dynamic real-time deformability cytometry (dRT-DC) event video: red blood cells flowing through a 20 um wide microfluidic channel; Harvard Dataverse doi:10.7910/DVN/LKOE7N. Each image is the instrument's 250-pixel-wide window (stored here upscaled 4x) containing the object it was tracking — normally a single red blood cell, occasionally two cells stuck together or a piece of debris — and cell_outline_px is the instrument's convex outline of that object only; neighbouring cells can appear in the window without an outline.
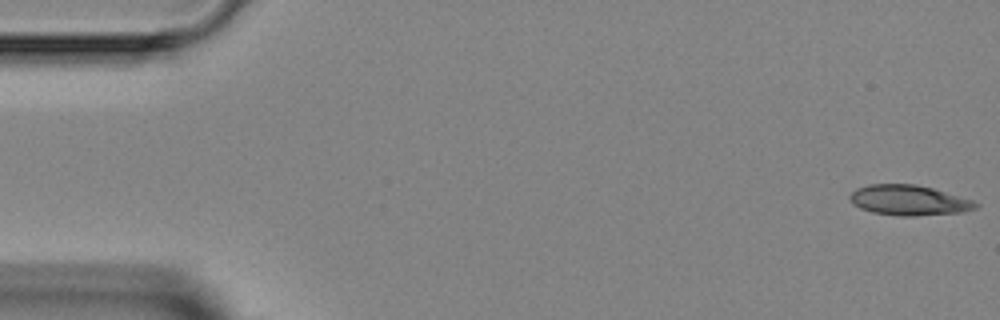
{"species": "Egyptian fruit bat (a non-hibernating species)", "species_latin": "Rousettus aegyptiacus", "temperature_condition": "room temperature", "stored_images_in_passage": 5, "segment_of_instrument_passage": [1, 2], "camera_frame_rate_fps": 3000, "um_per_image_px": 0.085, "animal": {"sex": "female"}, "frame": {"image": 1, "passage_image": 1, "time_ms": 0.0, "image_size_px": [1000, 320], "cell_outline_px": [[980, 204], [976, 208], [964, 212], [912, 216], [900, 216], [872, 212], [860, 208], [852, 204], [848, 196], [856, 188], [868, 184], [916, 184], [932, 188], [972, 200]], "centroid_in_image_um": [77.23, 17.02], "position_along_channel_um": 7.8, "area_um2": 22.2}}